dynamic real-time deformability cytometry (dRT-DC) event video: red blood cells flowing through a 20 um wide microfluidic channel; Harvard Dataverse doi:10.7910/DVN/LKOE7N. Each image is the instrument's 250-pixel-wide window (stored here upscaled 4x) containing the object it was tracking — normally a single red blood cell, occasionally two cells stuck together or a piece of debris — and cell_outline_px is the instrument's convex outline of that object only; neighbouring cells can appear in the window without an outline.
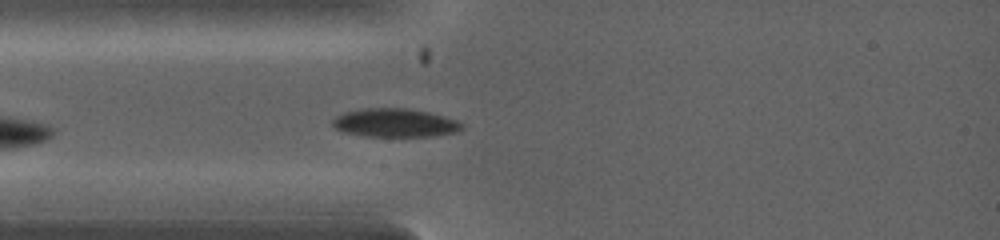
{"species": "common noctule bat (a hibernating species)", "species_latin": "Nyctalus noctula", "temperature_condition": "warm", "stored_images_in_passage": 2, "camera_frame_rate_fps": 5000, "um_per_image_px": 0.085, "animal": {"sex": "female", "body_mass_g": 19.0, "forearm_length_mm": 53.3}, "frame": {"image": 1, "passage_image": 2, "time_ms": 1.2, "image_size_px": [1000, 240], "cell_outline_px": [[464, 128], [456, 132], [432, 136], [364, 136], [344, 132], [336, 128], [332, 124], [332, 120], [336, 116], [344, 112], [364, 108], [404, 108], [428, 112], [444, 116], [456, 120], [464, 124]], "centroid_in_image_um": [33.57, 10.44], "position_along_channel_um": 51.4, "area_um2": 21.44}}